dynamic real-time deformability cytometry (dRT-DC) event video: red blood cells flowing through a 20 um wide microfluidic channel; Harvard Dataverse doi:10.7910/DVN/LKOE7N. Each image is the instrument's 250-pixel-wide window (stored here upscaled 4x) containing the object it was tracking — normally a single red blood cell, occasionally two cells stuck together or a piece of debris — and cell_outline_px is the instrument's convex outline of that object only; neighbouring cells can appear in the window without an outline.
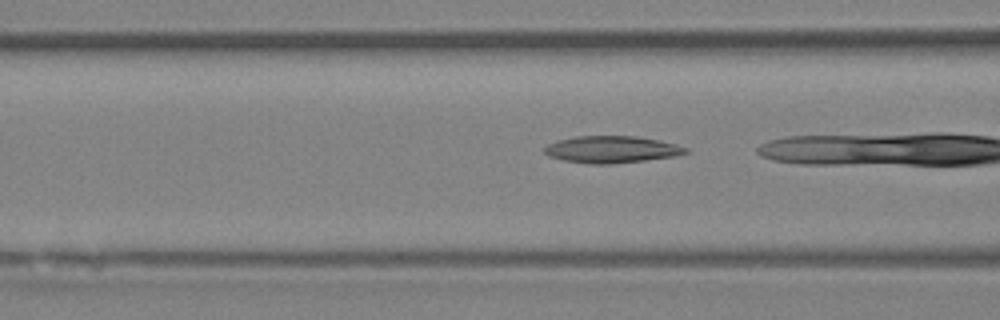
{"species": "Egyptian fruit bat (a non-hibernating species)", "species_latin": "Rousettus aegyptiacus", "temperature_condition": "room temperature", "stored_images_in_passage": 13, "camera_frame_rate_fps": 3000, "um_per_image_px": 0.085, "animal": {"sex": "female"}, "frame": {"image": 1, "passage_image": 12, "time_ms": 3.667, "image_size_px": [1000, 320], "cell_outline_px": [[688, 152], [676, 156], [612, 164], [588, 164], [564, 160], [548, 156], [544, 152], [544, 148], [548, 144], [556, 140], [576, 136], [636, 136], [660, 140], [676, 144], [688, 148]], "centroid_in_image_um": [51.98, 12.7], "position_along_channel_um": 114.6, "area_um2": 22.25}}